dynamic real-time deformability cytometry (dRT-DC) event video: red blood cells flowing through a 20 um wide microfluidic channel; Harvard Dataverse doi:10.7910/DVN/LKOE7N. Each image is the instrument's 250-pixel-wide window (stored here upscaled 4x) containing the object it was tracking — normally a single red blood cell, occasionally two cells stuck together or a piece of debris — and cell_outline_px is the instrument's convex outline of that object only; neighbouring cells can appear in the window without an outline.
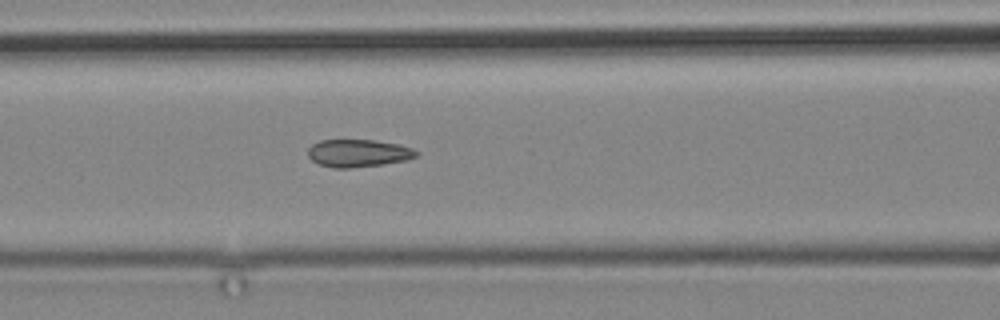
{"species": "common noctule bat (a hibernating species)", "species_latin": "Nyctalus noctula", "temperature_condition": "cold", "stored_images_in_passage": 12, "camera_frame_rate_fps": 3000, "um_per_image_px": 0.085, "animal": {"sex": "male", "body_mass_g": 19.2, "forearm_length_mm": 51.8}, "frame": {"image": 1, "passage_image": 12, "time_ms": 13.667, "image_size_px": [1000, 320], "cell_outline_px": [[420, 152], [416, 156], [408, 160], [380, 164], [348, 168], [332, 168], [320, 164], [312, 160], [308, 156], [308, 148], [312, 144], [320, 140], [376, 140], [400, 144], [412, 148]], "centroid_in_image_um": [30.46, 13.01], "position_along_channel_um": 136.1, "area_um2": 17.46}}